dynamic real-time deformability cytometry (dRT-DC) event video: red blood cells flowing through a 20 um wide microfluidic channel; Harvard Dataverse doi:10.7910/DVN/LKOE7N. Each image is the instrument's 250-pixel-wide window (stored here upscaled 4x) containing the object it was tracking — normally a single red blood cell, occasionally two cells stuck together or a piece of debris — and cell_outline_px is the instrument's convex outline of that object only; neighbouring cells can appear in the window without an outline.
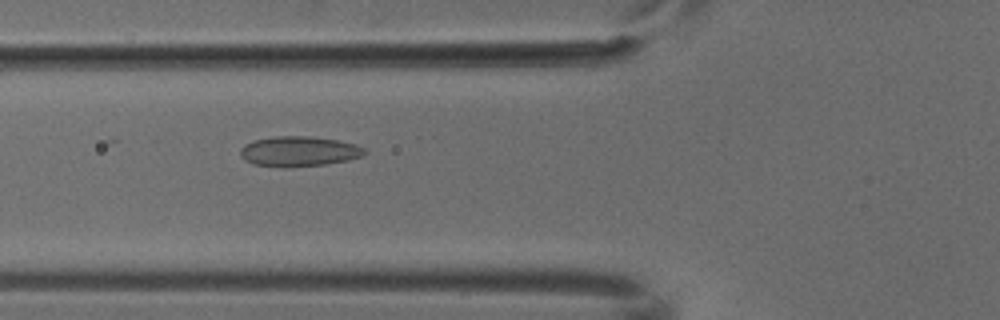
{"species": "common noctule bat (a hibernating species)", "species_latin": "Nyctalus noctula", "temperature_condition": "cold", "stored_images_in_passage": 7, "camera_frame_rate_fps": 3000, "um_per_image_px": 0.085, "animal": {"sex": "male", "body_mass_g": 18.8}, "frame": {"image": 1, "passage_image": 5, "time_ms": 1.333, "image_size_px": [1000, 320], "cell_outline_px": [[368, 152], [364, 156], [348, 160], [324, 164], [256, 164], [244, 160], [240, 156], [240, 148], [244, 144], [252, 140], [276, 136], [308, 136], [336, 140], [356, 144], [364, 148]], "centroid_in_image_um": [25.44, 12.81], "position_along_channel_um": 100.4, "area_um2": 20.98}}
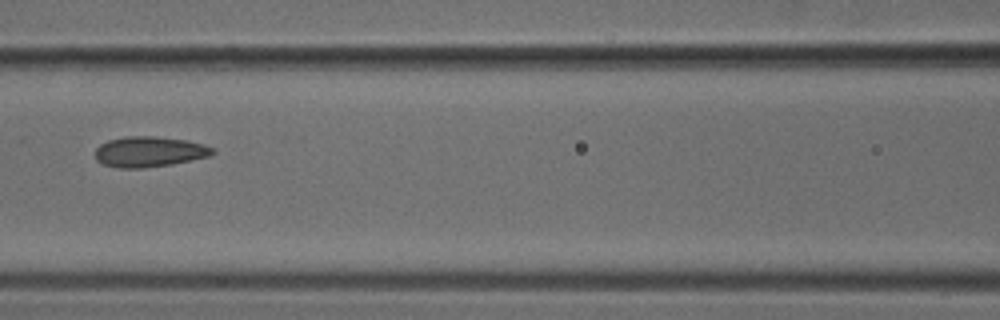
{"frame": {"image": 2, "passage_image": 6, "time_ms": 1.667, "image_size_px": [1000, 320], "cell_outline_px": [[216, 152], [208, 156], [172, 164], [144, 168], [120, 168], [104, 164], [96, 160], [96, 148], [100, 144], [108, 140], [124, 136], [156, 136], [188, 140], [204, 144], [216, 148]], "centroid_in_image_um": [12.71, 12.88], "position_along_channel_um": 153.9, "area_um2": 20.98}}
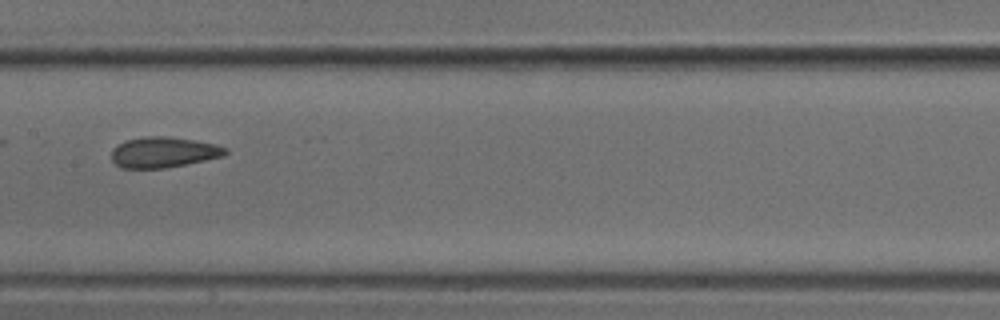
{"frame": {"image": 3, "passage_image": 7, "time_ms": 2.0, "image_size_px": [1000, 320], "cell_outline_px": [[228, 152], [224, 156], [164, 168], [120, 168], [112, 160], [112, 148], [124, 140], [144, 136], [164, 136], [192, 140], [216, 144], [228, 148]], "centroid_in_image_um": [13.87, 12.93], "position_along_channel_um": 193.5, "area_um2": 20.29}}